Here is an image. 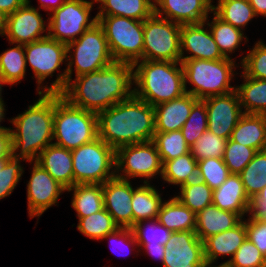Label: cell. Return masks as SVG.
<instances>
[{
	"label": "cell",
	"instance_id": "cell-1",
	"mask_svg": "<svg viewBox=\"0 0 266 267\" xmlns=\"http://www.w3.org/2000/svg\"><path fill=\"white\" fill-rule=\"evenodd\" d=\"M133 69L131 63L114 62L79 75L67 83L61 96L75 107L98 114L134 94Z\"/></svg>",
	"mask_w": 266,
	"mask_h": 267
},
{
	"label": "cell",
	"instance_id": "cell-2",
	"mask_svg": "<svg viewBox=\"0 0 266 267\" xmlns=\"http://www.w3.org/2000/svg\"><path fill=\"white\" fill-rule=\"evenodd\" d=\"M98 137L115 150L124 145L152 141L154 107L134 94L97 114Z\"/></svg>",
	"mask_w": 266,
	"mask_h": 267
},
{
	"label": "cell",
	"instance_id": "cell-3",
	"mask_svg": "<svg viewBox=\"0 0 266 267\" xmlns=\"http://www.w3.org/2000/svg\"><path fill=\"white\" fill-rule=\"evenodd\" d=\"M39 96L23 114L10 120L16 129L10 128L12 156L30 163L36 162L53 140L54 93H39Z\"/></svg>",
	"mask_w": 266,
	"mask_h": 267
},
{
	"label": "cell",
	"instance_id": "cell-4",
	"mask_svg": "<svg viewBox=\"0 0 266 267\" xmlns=\"http://www.w3.org/2000/svg\"><path fill=\"white\" fill-rule=\"evenodd\" d=\"M74 48V51H71ZM73 55H70V53ZM67 69L58 77L51 86H43L42 93H61L67 83L72 80V66L75 65V76L103 69L112 63L107 39L102 26L97 22L87 29L77 40L67 44Z\"/></svg>",
	"mask_w": 266,
	"mask_h": 267
},
{
	"label": "cell",
	"instance_id": "cell-5",
	"mask_svg": "<svg viewBox=\"0 0 266 267\" xmlns=\"http://www.w3.org/2000/svg\"><path fill=\"white\" fill-rule=\"evenodd\" d=\"M133 67L134 95L153 107L186 93L181 62L139 60Z\"/></svg>",
	"mask_w": 266,
	"mask_h": 267
},
{
	"label": "cell",
	"instance_id": "cell-6",
	"mask_svg": "<svg viewBox=\"0 0 266 267\" xmlns=\"http://www.w3.org/2000/svg\"><path fill=\"white\" fill-rule=\"evenodd\" d=\"M98 138L97 114L71 105L54 93V144L70 151Z\"/></svg>",
	"mask_w": 266,
	"mask_h": 267
},
{
	"label": "cell",
	"instance_id": "cell-7",
	"mask_svg": "<svg viewBox=\"0 0 266 267\" xmlns=\"http://www.w3.org/2000/svg\"><path fill=\"white\" fill-rule=\"evenodd\" d=\"M184 73L185 91L197 99L223 95L236 90L230 86L235 69V60L230 57L219 60H180ZM194 85L187 90L186 83Z\"/></svg>",
	"mask_w": 266,
	"mask_h": 267
},
{
	"label": "cell",
	"instance_id": "cell-8",
	"mask_svg": "<svg viewBox=\"0 0 266 267\" xmlns=\"http://www.w3.org/2000/svg\"><path fill=\"white\" fill-rule=\"evenodd\" d=\"M71 153L74 185L103 184L116 176V150L101 138L83 144Z\"/></svg>",
	"mask_w": 266,
	"mask_h": 267
},
{
	"label": "cell",
	"instance_id": "cell-9",
	"mask_svg": "<svg viewBox=\"0 0 266 267\" xmlns=\"http://www.w3.org/2000/svg\"><path fill=\"white\" fill-rule=\"evenodd\" d=\"M115 62L143 60L144 21L122 16H96Z\"/></svg>",
	"mask_w": 266,
	"mask_h": 267
},
{
	"label": "cell",
	"instance_id": "cell-10",
	"mask_svg": "<svg viewBox=\"0 0 266 267\" xmlns=\"http://www.w3.org/2000/svg\"><path fill=\"white\" fill-rule=\"evenodd\" d=\"M143 60H181V25L153 13L144 20Z\"/></svg>",
	"mask_w": 266,
	"mask_h": 267
},
{
	"label": "cell",
	"instance_id": "cell-11",
	"mask_svg": "<svg viewBox=\"0 0 266 267\" xmlns=\"http://www.w3.org/2000/svg\"><path fill=\"white\" fill-rule=\"evenodd\" d=\"M94 2L96 1L66 0L59 8L53 10V15L48 18V36L65 44L77 40L98 22L96 16L89 19Z\"/></svg>",
	"mask_w": 266,
	"mask_h": 267
},
{
	"label": "cell",
	"instance_id": "cell-12",
	"mask_svg": "<svg viewBox=\"0 0 266 267\" xmlns=\"http://www.w3.org/2000/svg\"><path fill=\"white\" fill-rule=\"evenodd\" d=\"M115 163L116 176L126 180L142 177L146 178L144 183H149V178H153L157 174L162 176L163 172L162 160L152 141L117 148Z\"/></svg>",
	"mask_w": 266,
	"mask_h": 267
},
{
	"label": "cell",
	"instance_id": "cell-13",
	"mask_svg": "<svg viewBox=\"0 0 266 267\" xmlns=\"http://www.w3.org/2000/svg\"><path fill=\"white\" fill-rule=\"evenodd\" d=\"M25 61L31 65L37 79L38 94L42 93L40 86L48 77L53 76L60 65L67 60V44L51 39L49 36L24 45Z\"/></svg>",
	"mask_w": 266,
	"mask_h": 267
},
{
	"label": "cell",
	"instance_id": "cell-14",
	"mask_svg": "<svg viewBox=\"0 0 266 267\" xmlns=\"http://www.w3.org/2000/svg\"><path fill=\"white\" fill-rule=\"evenodd\" d=\"M205 102L208 130L218 137L230 139L232 131L244 115L238 92L214 95L202 99Z\"/></svg>",
	"mask_w": 266,
	"mask_h": 267
},
{
	"label": "cell",
	"instance_id": "cell-15",
	"mask_svg": "<svg viewBox=\"0 0 266 267\" xmlns=\"http://www.w3.org/2000/svg\"><path fill=\"white\" fill-rule=\"evenodd\" d=\"M165 248L164 267H205L204 244L195 231L172 232Z\"/></svg>",
	"mask_w": 266,
	"mask_h": 267
},
{
	"label": "cell",
	"instance_id": "cell-16",
	"mask_svg": "<svg viewBox=\"0 0 266 267\" xmlns=\"http://www.w3.org/2000/svg\"><path fill=\"white\" fill-rule=\"evenodd\" d=\"M30 180L27 184L28 215L41 216L57 203L61 193L66 191L45 169L33 162Z\"/></svg>",
	"mask_w": 266,
	"mask_h": 267
},
{
	"label": "cell",
	"instance_id": "cell-17",
	"mask_svg": "<svg viewBox=\"0 0 266 267\" xmlns=\"http://www.w3.org/2000/svg\"><path fill=\"white\" fill-rule=\"evenodd\" d=\"M46 30H48V25H44L38 8L31 6L30 0L7 16L5 35L10 44L26 45L41 40L48 37V33L41 35Z\"/></svg>",
	"mask_w": 266,
	"mask_h": 267
},
{
	"label": "cell",
	"instance_id": "cell-18",
	"mask_svg": "<svg viewBox=\"0 0 266 267\" xmlns=\"http://www.w3.org/2000/svg\"><path fill=\"white\" fill-rule=\"evenodd\" d=\"M105 210L119 227H133L131 200L133 187L129 180L117 176L102 184Z\"/></svg>",
	"mask_w": 266,
	"mask_h": 267
},
{
	"label": "cell",
	"instance_id": "cell-19",
	"mask_svg": "<svg viewBox=\"0 0 266 267\" xmlns=\"http://www.w3.org/2000/svg\"><path fill=\"white\" fill-rule=\"evenodd\" d=\"M154 2L156 15L180 25L205 22L208 13L213 12L214 6L212 0H155Z\"/></svg>",
	"mask_w": 266,
	"mask_h": 267
},
{
	"label": "cell",
	"instance_id": "cell-20",
	"mask_svg": "<svg viewBox=\"0 0 266 267\" xmlns=\"http://www.w3.org/2000/svg\"><path fill=\"white\" fill-rule=\"evenodd\" d=\"M204 26L205 22L181 25V60L225 58L219 51L211 31L205 29ZM184 50L192 55L184 57Z\"/></svg>",
	"mask_w": 266,
	"mask_h": 267
},
{
	"label": "cell",
	"instance_id": "cell-21",
	"mask_svg": "<svg viewBox=\"0 0 266 267\" xmlns=\"http://www.w3.org/2000/svg\"><path fill=\"white\" fill-rule=\"evenodd\" d=\"M198 100L186 92L178 98L156 105L154 107L155 132L181 130L190 115L193 105Z\"/></svg>",
	"mask_w": 266,
	"mask_h": 267
},
{
	"label": "cell",
	"instance_id": "cell-22",
	"mask_svg": "<svg viewBox=\"0 0 266 267\" xmlns=\"http://www.w3.org/2000/svg\"><path fill=\"white\" fill-rule=\"evenodd\" d=\"M251 203L239 174H230L220 187L213 190L212 204L221 210L237 213L242 218L245 213H251Z\"/></svg>",
	"mask_w": 266,
	"mask_h": 267
},
{
	"label": "cell",
	"instance_id": "cell-23",
	"mask_svg": "<svg viewBox=\"0 0 266 267\" xmlns=\"http://www.w3.org/2000/svg\"><path fill=\"white\" fill-rule=\"evenodd\" d=\"M36 163L66 189L74 185L70 150L52 143L38 155Z\"/></svg>",
	"mask_w": 266,
	"mask_h": 267
},
{
	"label": "cell",
	"instance_id": "cell-24",
	"mask_svg": "<svg viewBox=\"0 0 266 267\" xmlns=\"http://www.w3.org/2000/svg\"><path fill=\"white\" fill-rule=\"evenodd\" d=\"M246 238V220L231 229L209 236L203 241L205 261L214 263L219 256L225 255L233 258Z\"/></svg>",
	"mask_w": 266,
	"mask_h": 267
},
{
	"label": "cell",
	"instance_id": "cell-25",
	"mask_svg": "<svg viewBox=\"0 0 266 267\" xmlns=\"http://www.w3.org/2000/svg\"><path fill=\"white\" fill-rule=\"evenodd\" d=\"M242 217L234 212L224 211L210 204L196 214L195 233L201 241L209 236L224 232L238 225Z\"/></svg>",
	"mask_w": 266,
	"mask_h": 267
},
{
	"label": "cell",
	"instance_id": "cell-26",
	"mask_svg": "<svg viewBox=\"0 0 266 267\" xmlns=\"http://www.w3.org/2000/svg\"><path fill=\"white\" fill-rule=\"evenodd\" d=\"M230 139L256 151L266 150V115L244 114Z\"/></svg>",
	"mask_w": 266,
	"mask_h": 267
},
{
	"label": "cell",
	"instance_id": "cell-27",
	"mask_svg": "<svg viewBox=\"0 0 266 267\" xmlns=\"http://www.w3.org/2000/svg\"><path fill=\"white\" fill-rule=\"evenodd\" d=\"M157 220L171 232L195 231L196 214L175 196L162 202Z\"/></svg>",
	"mask_w": 266,
	"mask_h": 267
},
{
	"label": "cell",
	"instance_id": "cell-28",
	"mask_svg": "<svg viewBox=\"0 0 266 267\" xmlns=\"http://www.w3.org/2000/svg\"><path fill=\"white\" fill-rule=\"evenodd\" d=\"M100 2L96 16H122L144 21L154 13L152 0H95Z\"/></svg>",
	"mask_w": 266,
	"mask_h": 267
},
{
	"label": "cell",
	"instance_id": "cell-29",
	"mask_svg": "<svg viewBox=\"0 0 266 267\" xmlns=\"http://www.w3.org/2000/svg\"><path fill=\"white\" fill-rule=\"evenodd\" d=\"M162 202L161 194L150 183L134 188L131 200L133 226L140 221L157 219Z\"/></svg>",
	"mask_w": 266,
	"mask_h": 267
},
{
	"label": "cell",
	"instance_id": "cell-30",
	"mask_svg": "<svg viewBox=\"0 0 266 267\" xmlns=\"http://www.w3.org/2000/svg\"><path fill=\"white\" fill-rule=\"evenodd\" d=\"M244 82L236 86L244 114L266 115V80L241 75Z\"/></svg>",
	"mask_w": 266,
	"mask_h": 267
},
{
	"label": "cell",
	"instance_id": "cell-31",
	"mask_svg": "<svg viewBox=\"0 0 266 267\" xmlns=\"http://www.w3.org/2000/svg\"><path fill=\"white\" fill-rule=\"evenodd\" d=\"M73 192L72 207L78 218L87 217L104 208L102 184H75L66 189Z\"/></svg>",
	"mask_w": 266,
	"mask_h": 267
},
{
	"label": "cell",
	"instance_id": "cell-32",
	"mask_svg": "<svg viewBox=\"0 0 266 267\" xmlns=\"http://www.w3.org/2000/svg\"><path fill=\"white\" fill-rule=\"evenodd\" d=\"M213 12L224 22L243 30L256 14L249 0H218Z\"/></svg>",
	"mask_w": 266,
	"mask_h": 267
},
{
	"label": "cell",
	"instance_id": "cell-33",
	"mask_svg": "<svg viewBox=\"0 0 266 267\" xmlns=\"http://www.w3.org/2000/svg\"><path fill=\"white\" fill-rule=\"evenodd\" d=\"M212 13L214 15L213 20L209 23L207 21L208 19H206L205 24L211 28L210 31L221 54L224 57L229 58L228 53H232L236 50L238 46H240L244 37L247 41L248 39L244 36L243 30L235 28L231 24L224 22L214 12Z\"/></svg>",
	"mask_w": 266,
	"mask_h": 267
},
{
	"label": "cell",
	"instance_id": "cell-34",
	"mask_svg": "<svg viewBox=\"0 0 266 267\" xmlns=\"http://www.w3.org/2000/svg\"><path fill=\"white\" fill-rule=\"evenodd\" d=\"M198 161L189 152L163 163L161 178L167 183L183 185L197 179Z\"/></svg>",
	"mask_w": 266,
	"mask_h": 267
},
{
	"label": "cell",
	"instance_id": "cell-35",
	"mask_svg": "<svg viewBox=\"0 0 266 267\" xmlns=\"http://www.w3.org/2000/svg\"><path fill=\"white\" fill-rule=\"evenodd\" d=\"M239 176L246 194L253 200L266 186V150L257 151Z\"/></svg>",
	"mask_w": 266,
	"mask_h": 267
},
{
	"label": "cell",
	"instance_id": "cell-36",
	"mask_svg": "<svg viewBox=\"0 0 266 267\" xmlns=\"http://www.w3.org/2000/svg\"><path fill=\"white\" fill-rule=\"evenodd\" d=\"M26 61L24 45L17 44L0 55V74L8 85L20 82L25 77Z\"/></svg>",
	"mask_w": 266,
	"mask_h": 267
},
{
	"label": "cell",
	"instance_id": "cell-37",
	"mask_svg": "<svg viewBox=\"0 0 266 267\" xmlns=\"http://www.w3.org/2000/svg\"><path fill=\"white\" fill-rule=\"evenodd\" d=\"M178 200L192 212L197 214L212 204L213 190L203 181L192 180L180 186Z\"/></svg>",
	"mask_w": 266,
	"mask_h": 267
},
{
	"label": "cell",
	"instance_id": "cell-38",
	"mask_svg": "<svg viewBox=\"0 0 266 267\" xmlns=\"http://www.w3.org/2000/svg\"><path fill=\"white\" fill-rule=\"evenodd\" d=\"M152 142L160 155L162 163L190 152L182 131L155 132Z\"/></svg>",
	"mask_w": 266,
	"mask_h": 267
},
{
	"label": "cell",
	"instance_id": "cell-39",
	"mask_svg": "<svg viewBox=\"0 0 266 267\" xmlns=\"http://www.w3.org/2000/svg\"><path fill=\"white\" fill-rule=\"evenodd\" d=\"M78 219L77 229L92 240H102L104 236L119 228L105 208L87 217Z\"/></svg>",
	"mask_w": 266,
	"mask_h": 267
},
{
	"label": "cell",
	"instance_id": "cell-40",
	"mask_svg": "<svg viewBox=\"0 0 266 267\" xmlns=\"http://www.w3.org/2000/svg\"><path fill=\"white\" fill-rule=\"evenodd\" d=\"M229 175L223 158H207L197 163V179L205 182L212 190L220 187Z\"/></svg>",
	"mask_w": 266,
	"mask_h": 267
},
{
	"label": "cell",
	"instance_id": "cell-41",
	"mask_svg": "<svg viewBox=\"0 0 266 267\" xmlns=\"http://www.w3.org/2000/svg\"><path fill=\"white\" fill-rule=\"evenodd\" d=\"M208 128L207 109L205 102L199 99L192 107L187 121L181 131L187 145L191 146Z\"/></svg>",
	"mask_w": 266,
	"mask_h": 267
},
{
	"label": "cell",
	"instance_id": "cell-42",
	"mask_svg": "<svg viewBox=\"0 0 266 267\" xmlns=\"http://www.w3.org/2000/svg\"><path fill=\"white\" fill-rule=\"evenodd\" d=\"M226 144L227 139L218 137L207 129L191 146L190 152L197 161L207 158H223Z\"/></svg>",
	"mask_w": 266,
	"mask_h": 267
},
{
	"label": "cell",
	"instance_id": "cell-43",
	"mask_svg": "<svg viewBox=\"0 0 266 267\" xmlns=\"http://www.w3.org/2000/svg\"><path fill=\"white\" fill-rule=\"evenodd\" d=\"M143 222L140 221L132 227L138 245H165L167 243L172 233L170 230L160 224L157 219L145 221L150 224H145L146 226Z\"/></svg>",
	"mask_w": 266,
	"mask_h": 267
},
{
	"label": "cell",
	"instance_id": "cell-44",
	"mask_svg": "<svg viewBox=\"0 0 266 267\" xmlns=\"http://www.w3.org/2000/svg\"><path fill=\"white\" fill-rule=\"evenodd\" d=\"M256 152L253 148L228 139L223 161L228 167L230 174H240L253 159Z\"/></svg>",
	"mask_w": 266,
	"mask_h": 267
},
{
	"label": "cell",
	"instance_id": "cell-45",
	"mask_svg": "<svg viewBox=\"0 0 266 267\" xmlns=\"http://www.w3.org/2000/svg\"><path fill=\"white\" fill-rule=\"evenodd\" d=\"M241 61L242 73L247 77L266 80V45L262 40Z\"/></svg>",
	"mask_w": 266,
	"mask_h": 267
},
{
	"label": "cell",
	"instance_id": "cell-46",
	"mask_svg": "<svg viewBox=\"0 0 266 267\" xmlns=\"http://www.w3.org/2000/svg\"><path fill=\"white\" fill-rule=\"evenodd\" d=\"M21 159L11 156L9 159H0V199L11 195L22 173L24 172Z\"/></svg>",
	"mask_w": 266,
	"mask_h": 267
},
{
	"label": "cell",
	"instance_id": "cell-47",
	"mask_svg": "<svg viewBox=\"0 0 266 267\" xmlns=\"http://www.w3.org/2000/svg\"><path fill=\"white\" fill-rule=\"evenodd\" d=\"M264 255L248 238L229 259L235 267H263Z\"/></svg>",
	"mask_w": 266,
	"mask_h": 267
},
{
	"label": "cell",
	"instance_id": "cell-48",
	"mask_svg": "<svg viewBox=\"0 0 266 267\" xmlns=\"http://www.w3.org/2000/svg\"><path fill=\"white\" fill-rule=\"evenodd\" d=\"M246 231L248 240L266 255V222L251 212L246 221Z\"/></svg>",
	"mask_w": 266,
	"mask_h": 267
},
{
	"label": "cell",
	"instance_id": "cell-49",
	"mask_svg": "<svg viewBox=\"0 0 266 267\" xmlns=\"http://www.w3.org/2000/svg\"><path fill=\"white\" fill-rule=\"evenodd\" d=\"M108 238L111 241H114V242L116 241L115 243H117V244L121 241L120 243H124L126 245L129 244L128 245L129 247L131 245L132 246L133 245L138 246V243L136 241V237L134 235V232H133L132 228L119 227L114 232H111V233H109V234H107L106 236L103 237V239H108ZM125 254H127V253H125ZM121 255H123V254H121Z\"/></svg>",
	"mask_w": 266,
	"mask_h": 267
},
{
	"label": "cell",
	"instance_id": "cell-50",
	"mask_svg": "<svg viewBox=\"0 0 266 267\" xmlns=\"http://www.w3.org/2000/svg\"><path fill=\"white\" fill-rule=\"evenodd\" d=\"M12 156V139L10 128L0 130V159H9Z\"/></svg>",
	"mask_w": 266,
	"mask_h": 267
},
{
	"label": "cell",
	"instance_id": "cell-51",
	"mask_svg": "<svg viewBox=\"0 0 266 267\" xmlns=\"http://www.w3.org/2000/svg\"><path fill=\"white\" fill-rule=\"evenodd\" d=\"M26 2L27 0H0V10L7 15H10L23 6Z\"/></svg>",
	"mask_w": 266,
	"mask_h": 267
},
{
	"label": "cell",
	"instance_id": "cell-52",
	"mask_svg": "<svg viewBox=\"0 0 266 267\" xmlns=\"http://www.w3.org/2000/svg\"><path fill=\"white\" fill-rule=\"evenodd\" d=\"M138 247H144L147 254H150L149 256L154 258H158L161 263H163L164 260V252H165V245L157 244V245H138Z\"/></svg>",
	"mask_w": 266,
	"mask_h": 267
},
{
	"label": "cell",
	"instance_id": "cell-53",
	"mask_svg": "<svg viewBox=\"0 0 266 267\" xmlns=\"http://www.w3.org/2000/svg\"><path fill=\"white\" fill-rule=\"evenodd\" d=\"M66 0H39V3L41 4L38 9L43 7L45 11H53L57 8H59Z\"/></svg>",
	"mask_w": 266,
	"mask_h": 267
},
{
	"label": "cell",
	"instance_id": "cell-54",
	"mask_svg": "<svg viewBox=\"0 0 266 267\" xmlns=\"http://www.w3.org/2000/svg\"><path fill=\"white\" fill-rule=\"evenodd\" d=\"M256 16H266V0H249Z\"/></svg>",
	"mask_w": 266,
	"mask_h": 267
},
{
	"label": "cell",
	"instance_id": "cell-55",
	"mask_svg": "<svg viewBox=\"0 0 266 267\" xmlns=\"http://www.w3.org/2000/svg\"><path fill=\"white\" fill-rule=\"evenodd\" d=\"M251 212L266 222V204H251Z\"/></svg>",
	"mask_w": 266,
	"mask_h": 267
},
{
	"label": "cell",
	"instance_id": "cell-56",
	"mask_svg": "<svg viewBox=\"0 0 266 267\" xmlns=\"http://www.w3.org/2000/svg\"><path fill=\"white\" fill-rule=\"evenodd\" d=\"M251 204H266V186L255 196Z\"/></svg>",
	"mask_w": 266,
	"mask_h": 267
},
{
	"label": "cell",
	"instance_id": "cell-57",
	"mask_svg": "<svg viewBox=\"0 0 266 267\" xmlns=\"http://www.w3.org/2000/svg\"><path fill=\"white\" fill-rule=\"evenodd\" d=\"M7 14L0 10V35H5L7 25Z\"/></svg>",
	"mask_w": 266,
	"mask_h": 267
},
{
	"label": "cell",
	"instance_id": "cell-58",
	"mask_svg": "<svg viewBox=\"0 0 266 267\" xmlns=\"http://www.w3.org/2000/svg\"><path fill=\"white\" fill-rule=\"evenodd\" d=\"M4 101L3 100H0V122L4 119V115H5V113H4V111H5V105H4V103H3ZM3 129H8V128H6V127H3V126H0V130H3Z\"/></svg>",
	"mask_w": 266,
	"mask_h": 267
},
{
	"label": "cell",
	"instance_id": "cell-59",
	"mask_svg": "<svg viewBox=\"0 0 266 267\" xmlns=\"http://www.w3.org/2000/svg\"><path fill=\"white\" fill-rule=\"evenodd\" d=\"M213 262H206L205 267H235L230 261H226L218 266H212Z\"/></svg>",
	"mask_w": 266,
	"mask_h": 267
},
{
	"label": "cell",
	"instance_id": "cell-60",
	"mask_svg": "<svg viewBox=\"0 0 266 267\" xmlns=\"http://www.w3.org/2000/svg\"><path fill=\"white\" fill-rule=\"evenodd\" d=\"M4 84H6L5 83V81L3 80V78H2V75L0 74V100H2V86L4 85Z\"/></svg>",
	"mask_w": 266,
	"mask_h": 267
},
{
	"label": "cell",
	"instance_id": "cell-61",
	"mask_svg": "<svg viewBox=\"0 0 266 267\" xmlns=\"http://www.w3.org/2000/svg\"><path fill=\"white\" fill-rule=\"evenodd\" d=\"M263 267H266V255H264V259H263Z\"/></svg>",
	"mask_w": 266,
	"mask_h": 267
}]
</instances>
